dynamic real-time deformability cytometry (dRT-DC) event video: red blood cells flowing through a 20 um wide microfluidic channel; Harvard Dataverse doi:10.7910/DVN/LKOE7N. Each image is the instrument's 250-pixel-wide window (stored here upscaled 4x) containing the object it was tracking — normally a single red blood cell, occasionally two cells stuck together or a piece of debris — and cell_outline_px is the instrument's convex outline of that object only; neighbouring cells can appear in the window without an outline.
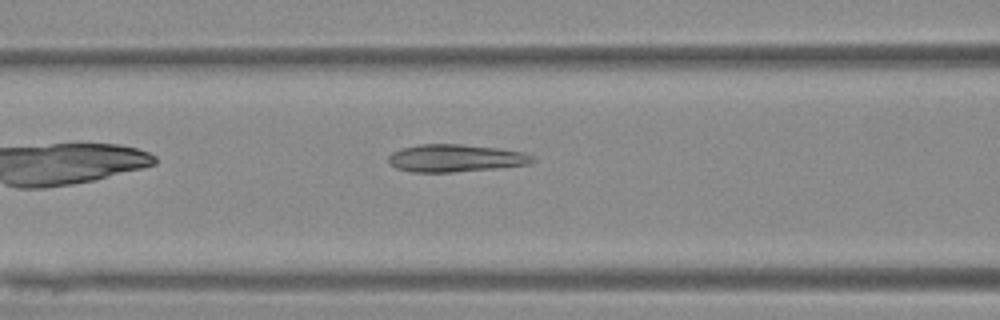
{"species": "Egyptian fruit bat (a non-hibernating species)", "species_latin": "Rousettus aegyptiacus", "temperature_condition": "warm", "stored_images_in_passage": 9, "camera_frame_rate_fps": 3000, "um_per_image_px": 0.085, "animal": {"sex": "female"}, "frame": {"image": 1, "passage_image": 9, "time_ms": 9.667, "image_size_px": [1000, 320], "cell_outline_px": [[536, 160], [528, 164], [492, 168], [452, 172], [408, 172], [396, 168], [388, 164], [388, 156], [392, 152], [400, 148], [416, 144], [460, 144], [496, 148], [520, 152], [532, 156]], "centroid_in_image_um": [38.6, 13.44], "position_along_channel_um": 128.0, "area_um2": 23.0}}